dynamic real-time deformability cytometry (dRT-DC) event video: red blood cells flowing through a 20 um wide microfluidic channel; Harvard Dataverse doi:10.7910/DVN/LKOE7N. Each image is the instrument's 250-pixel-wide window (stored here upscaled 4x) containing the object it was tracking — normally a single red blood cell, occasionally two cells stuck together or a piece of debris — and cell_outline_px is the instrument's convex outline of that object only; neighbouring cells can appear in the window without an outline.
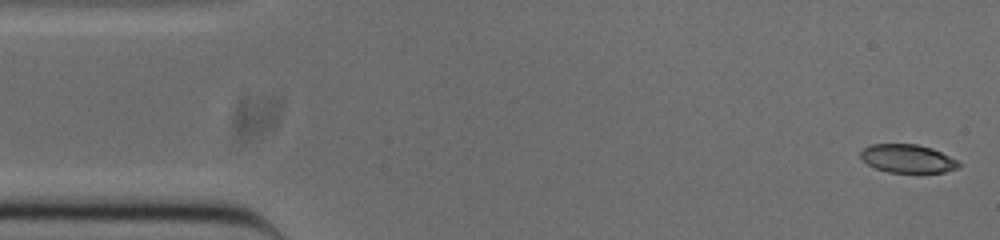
{"species": "common noctule bat (a hibernating species)", "species_latin": "Nyctalus noctula", "temperature_condition": "cold", "stored_images_in_passage": 51, "camera_frame_rate_fps": 3000, "um_per_image_px": 0.085, "animal": {"sex": "male", "body_mass_g": 20.0, "forearm_length_mm": 53.3}, "frame": {"image": 1, "passage_image": 1, "time_ms": 0.0, "image_size_px": [1000, 240], "cell_outline_px": [[960, 168], [944, 172], [888, 172], [876, 168], [868, 164], [860, 156], [860, 152], [864, 148], [872, 144], [916, 144], [932, 148], [956, 160], [960, 164]], "centroid_in_image_um": [77.15, 13.48], "position_along_channel_um": 7.9, "area_um2": 16.01}}
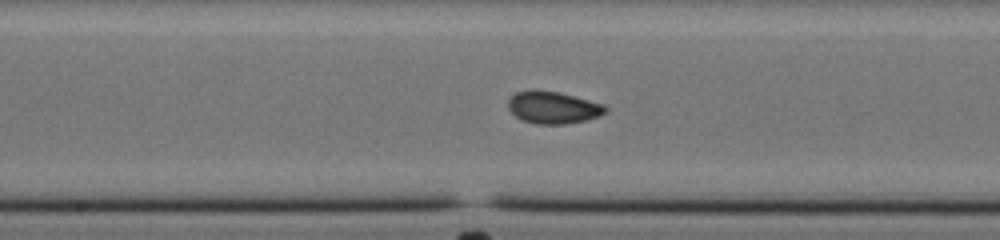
{"frame": {"image": 2, "passage_image": 25, "time_ms": 8.0, "image_size_px": [1000, 240], "cell_outline_px": [[608, 112], [600, 116], [588, 120], [564, 124], [536, 124], [524, 120], [516, 116], [508, 108], [508, 100], [516, 92], [532, 88], [560, 92], [604, 104], [608, 108]], "centroid_in_image_um": [47.04, 9.12], "position_along_channel_um": 201.2, "area_um2": 18.55}}
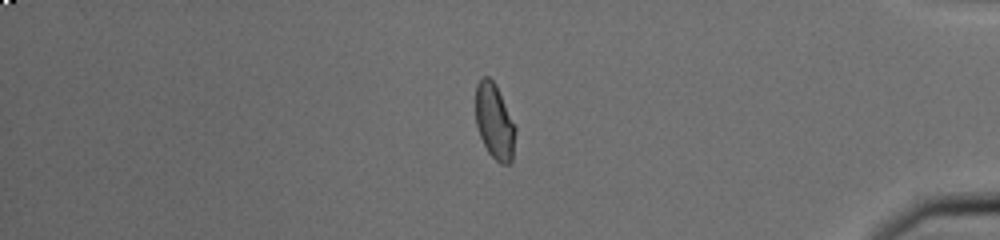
{"frame": {"image": 3, "passage_image": 43, "time_ms": 14.0, "image_size_px": [1000, 240], "cell_outline_px": [[516, 132], [512, 160], [508, 164], [500, 164], [488, 152], [480, 136], [476, 124], [476, 84], [480, 76], [488, 76], [496, 84], [516, 128]], "centroid_in_image_um": [42.03, 10.31], "position_along_channel_um": 393.2, "area_um2": 17.51}, "authors_computed_cell_mechanics": {"area_um2": 17.7446, "velocity_mm_per_s": 3.8518, "shape_relaxation_time_tau1_ms": 3.9567, "shape_relaxation_time_tau2_ms": 1.728, "deformation_change_tau1": 0.0964, "deformation_change_tau2": 0.0568}}